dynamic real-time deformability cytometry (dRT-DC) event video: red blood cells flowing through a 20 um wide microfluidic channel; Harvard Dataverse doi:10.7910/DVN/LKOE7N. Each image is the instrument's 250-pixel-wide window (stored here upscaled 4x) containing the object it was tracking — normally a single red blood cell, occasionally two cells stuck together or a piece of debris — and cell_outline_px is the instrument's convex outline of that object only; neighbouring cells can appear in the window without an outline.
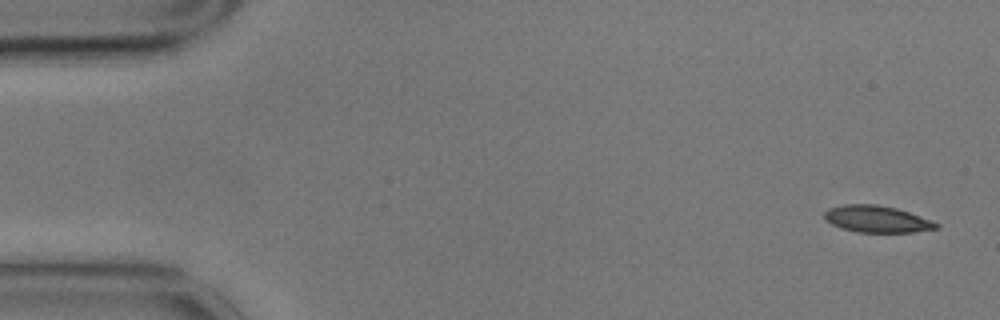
{"species": "common noctule bat (a hibernating species)", "species_latin": "Nyctalus noctula", "temperature_condition": "cold", "stored_images_in_passage": 6, "camera_frame_rate_fps": 3000, "um_per_image_px": 0.085, "animal": {"sex": "male", "body_mass_g": 17.9}, "frame": {"image": 1, "passage_image": 1, "time_ms": 0.0, "image_size_px": [1000, 320], "cell_outline_px": [[940, 224], [936, 228], [912, 232], [856, 232], [840, 228], [832, 224], [824, 216], [824, 212], [828, 208], [844, 204], [876, 204], [896, 208], [932, 220]], "centroid_in_image_um": [74.51, 18.61], "position_along_channel_um": 10.5, "area_um2": 17.34}}
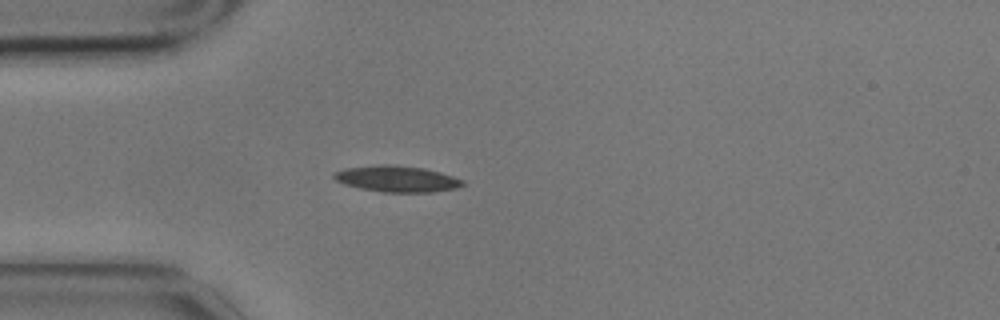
{"frame": {"image": 2, "passage_image": 4, "time_ms": 1.0, "image_size_px": [1000, 320], "cell_outline_px": [[464, 184], [456, 188], [432, 192], [380, 192], [360, 188], [344, 184], [336, 180], [332, 176], [332, 172], [344, 168], [376, 164], [396, 164], [424, 168], [440, 172], [464, 180]], "centroid_in_image_um": [33.69, 15.19], "position_along_channel_um": 51.3, "area_um2": 19.88}}